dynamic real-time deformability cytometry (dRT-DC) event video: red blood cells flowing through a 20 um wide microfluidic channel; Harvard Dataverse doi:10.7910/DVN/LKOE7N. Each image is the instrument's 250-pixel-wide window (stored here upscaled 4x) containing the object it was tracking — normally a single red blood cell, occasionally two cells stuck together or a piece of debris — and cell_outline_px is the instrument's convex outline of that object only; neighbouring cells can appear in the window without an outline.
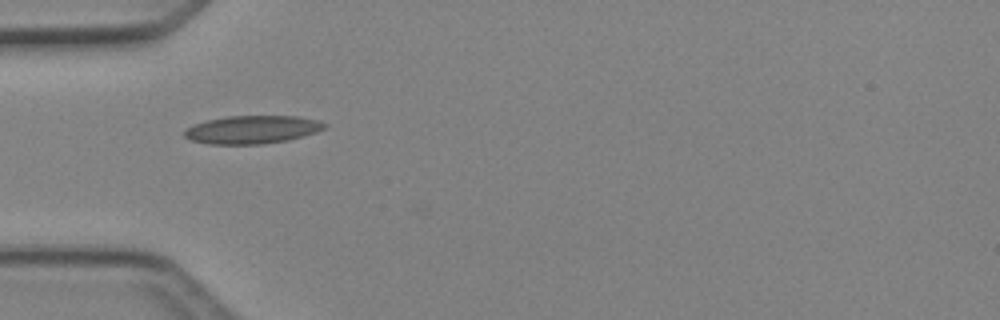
{"species": "Egyptian fruit bat (a non-hibernating species)", "species_latin": "Rousettus aegyptiacus", "temperature_condition": "cold", "stored_images_in_passage": 6, "camera_frame_rate_fps": 3000, "um_per_image_px": 0.085, "animal": {"sex": "female"}, "frame": {"image": 1, "passage_image": 1, "time_ms": 0.0, "image_size_px": [1000, 320], "cell_outline_px": [[328, 124], [324, 128], [316, 132], [288, 140], [260, 144], [208, 144], [192, 140], [184, 136], [184, 132], [192, 124], [208, 120], [228, 116], [296, 116], [320, 120]], "centroid_in_image_um": [21.45, 11.01], "position_along_channel_um": 63.5, "area_um2": 22.83}}